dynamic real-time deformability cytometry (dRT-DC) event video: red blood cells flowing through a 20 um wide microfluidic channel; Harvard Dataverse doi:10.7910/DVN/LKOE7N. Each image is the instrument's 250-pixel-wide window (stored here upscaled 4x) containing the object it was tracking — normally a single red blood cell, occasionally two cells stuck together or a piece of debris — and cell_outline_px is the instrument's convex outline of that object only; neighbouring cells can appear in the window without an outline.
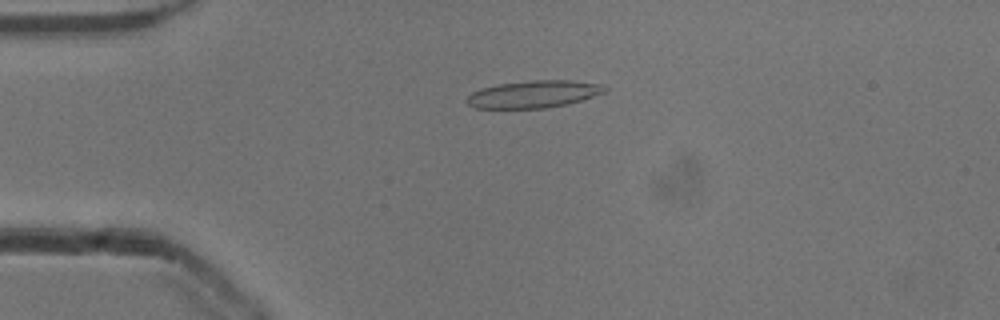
{"species": "common noctule bat (a hibernating species)", "species_latin": "Nyctalus noctula", "temperature_condition": "cold", "stored_images_in_passage": 35, "camera_frame_rate_fps": 3000, "um_per_image_px": 0.085, "animal": {"sex": "male", "body_mass_g": 13.3}, "frame": {"image": 1, "passage_image": 2, "time_ms": 0.333, "image_size_px": [1000, 320], "cell_outline_px": [[608, 88], [604, 92], [568, 104], [544, 108], [476, 108], [468, 104], [464, 100], [472, 92], [480, 88], [496, 84], [532, 80], [572, 80], [604, 84]], "centroid_in_image_um": [45.34, 7.99], "position_along_channel_um": 39.7, "area_um2": 22.02}}
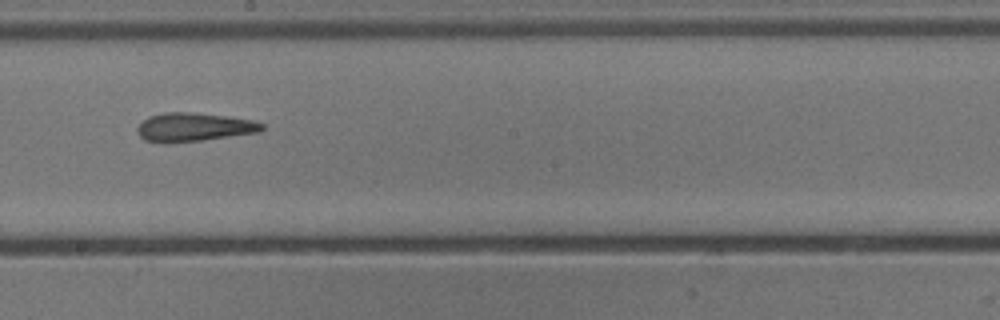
{"frame": {"image": 2, "passage_image": 19, "time_ms": 6.0, "image_size_px": [1000, 320], "cell_outline_px": [[264, 128], [260, 132], [200, 140], [144, 140], [136, 132], [136, 128], [148, 116], [164, 112], [188, 112], [224, 116], [256, 120], [264, 124]], "centroid_in_image_um": [16.53, 10.76], "position_along_channel_um": 231.7, "area_um2": 20.06}}
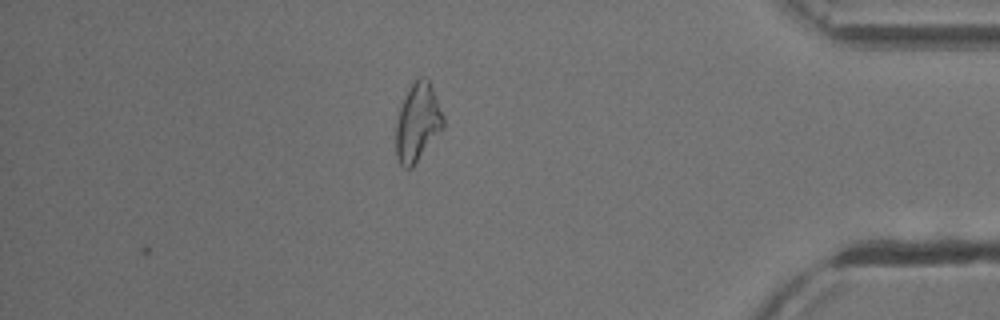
{"frame": {"image": 3, "passage_image": 35, "time_ms": 11.333, "image_size_px": [1000, 320], "cell_outline_px": [[444, 128], [412, 168], [404, 168], [400, 164], [396, 156], [396, 124], [400, 108], [412, 84], [420, 76], [424, 76], [428, 80], [432, 88], [444, 116]], "centroid_in_image_um": [35.51, 10.45], "position_along_channel_um": 399.7, "area_um2": 21.33}, "authors_computed_cell_mechanics": {"area_um2": 20.23, "velocity_mm_per_s": 3.8887, "shape_relaxation_time_tau1_ms": null, "shape_relaxation_time_tau2_ms": 5.7613, "deformation_change_tau1": null, "deformation_change_tau2": 0.1905}}